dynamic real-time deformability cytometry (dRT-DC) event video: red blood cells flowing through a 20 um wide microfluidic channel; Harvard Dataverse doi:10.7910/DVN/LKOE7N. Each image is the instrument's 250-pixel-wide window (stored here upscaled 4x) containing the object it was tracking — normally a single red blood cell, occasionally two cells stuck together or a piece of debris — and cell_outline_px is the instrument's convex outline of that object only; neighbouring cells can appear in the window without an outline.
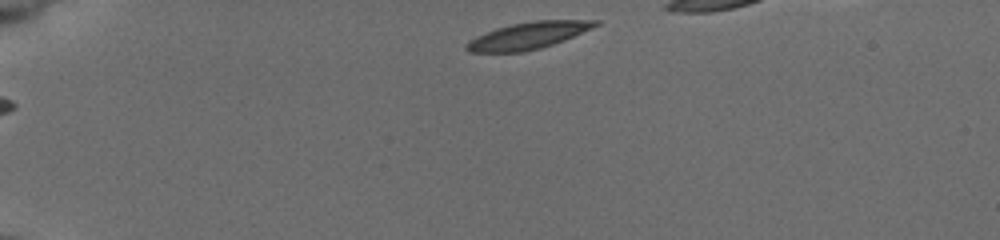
{"species": "common noctule bat (a hibernating species)", "species_latin": "Nyctalus noctula", "temperature_condition": "cold", "stored_images_in_passage": 34, "camera_frame_rate_fps": 3000, "um_per_image_px": 0.085, "animal": {"sex": "female", "body_mass_g": 19.5, "forearm_length_mm": 54.1}, "frame": {"image": 1, "passage_image": 1, "time_ms": 0.0, "image_size_px": [1000, 240], "cell_outline_px": [[600, 24], [592, 28], [564, 40], [540, 48], [524, 52], [468, 52], [464, 48], [464, 44], [468, 40], [476, 36], [496, 28], [512, 24], [536, 20], [600, 20]], "centroid_in_image_um": [44.86, 3.03], "position_along_channel_um": 40.1, "area_um2": 20.17}}
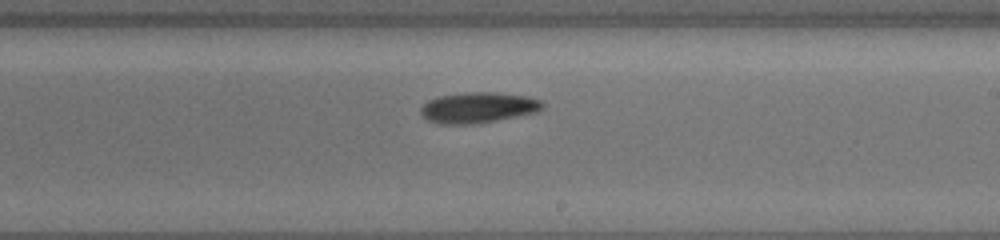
{"frame": {"image": 2, "passage_image": 19, "time_ms": 6.0, "image_size_px": [1000, 240], "cell_outline_px": [[544, 108], [536, 112], [476, 124], [440, 124], [428, 120], [420, 112], [420, 108], [428, 100], [440, 96], [464, 92], [496, 92], [528, 96], [544, 100]], "centroid_in_image_um": [40.67, 9.13], "position_along_channel_um": 248.3, "area_um2": 21.91}}
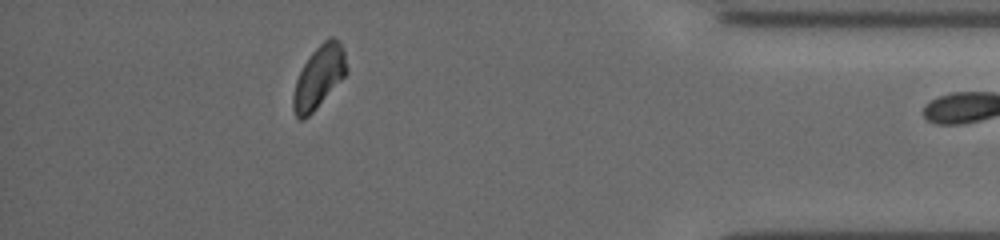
{"frame": {"image": 3, "passage_image": 33, "time_ms": 10.667, "image_size_px": [1000, 240], "cell_outline_px": [[348, 72], [316, 108], [304, 120], [300, 120], [296, 116], [292, 108], [292, 96], [296, 80], [308, 56], [328, 36], [332, 36], [340, 40], [344, 48], [348, 68]], "centroid_in_image_um": [27.12, 6.51], "position_along_channel_um": 408.1, "area_um2": 19.54}}